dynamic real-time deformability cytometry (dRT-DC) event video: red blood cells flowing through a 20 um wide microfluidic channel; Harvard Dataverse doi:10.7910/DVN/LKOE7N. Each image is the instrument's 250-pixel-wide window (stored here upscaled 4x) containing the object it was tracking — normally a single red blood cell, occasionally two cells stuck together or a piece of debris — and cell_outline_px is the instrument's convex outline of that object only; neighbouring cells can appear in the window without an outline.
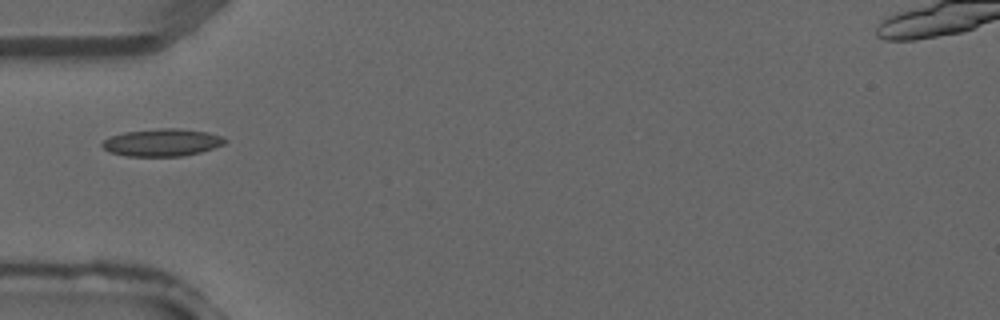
{"species": "common noctule bat (a hibernating species)", "species_latin": "Nyctalus noctula", "temperature_condition": "warm", "stored_images_in_passage": 1, "camera_frame_rate_fps": 3000, "um_per_image_px": 0.085, "animal": {"sex": "male", "forearm_length_mm": 52.5}, "frame": {"image": 1, "passage_image": 1, "time_ms": 0.0, "image_size_px": [1000, 320], "cell_outline_px": [[228, 140], [224, 144], [200, 152], [184, 156], [128, 156], [108, 152], [100, 144], [104, 140], [112, 136], [124, 132], [160, 128], [180, 128], [208, 132], [220, 136]], "centroid_in_image_um": [13.78, 12.11], "position_along_channel_um": 71.2, "area_um2": 19.59}}